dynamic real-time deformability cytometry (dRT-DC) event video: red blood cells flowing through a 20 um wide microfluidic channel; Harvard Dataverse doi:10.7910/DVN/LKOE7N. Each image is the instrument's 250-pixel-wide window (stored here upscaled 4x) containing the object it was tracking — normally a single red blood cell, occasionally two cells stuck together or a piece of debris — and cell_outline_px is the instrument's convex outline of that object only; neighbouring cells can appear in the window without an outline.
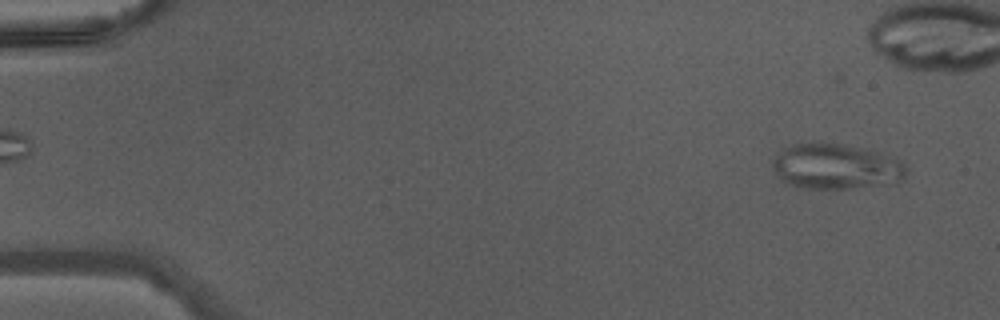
{"species": "Egyptian fruit bat (a non-hibernating species)", "species_latin": "Rousettus aegyptiacus", "temperature_condition": "warm", "stored_images_in_passage": 10, "camera_frame_rate_fps": 3000, "um_per_image_px": 0.085, "animal": {"sex": "male"}, "frame": {"image": 1, "passage_image": 2, "time_ms": 0.333, "image_size_px": [1000, 320], "cell_outline_px": [[908, 172], [896, 184], [848, 188], [796, 188], [788, 184], [776, 172], [772, 164], [772, 160], [784, 148], [792, 144], [820, 140], [860, 148], [896, 160], [904, 164]], "centroid_in_image_um": [71.01, 14.15], "position_along_channel_um": 14.0, "area_um2": 35.2}}